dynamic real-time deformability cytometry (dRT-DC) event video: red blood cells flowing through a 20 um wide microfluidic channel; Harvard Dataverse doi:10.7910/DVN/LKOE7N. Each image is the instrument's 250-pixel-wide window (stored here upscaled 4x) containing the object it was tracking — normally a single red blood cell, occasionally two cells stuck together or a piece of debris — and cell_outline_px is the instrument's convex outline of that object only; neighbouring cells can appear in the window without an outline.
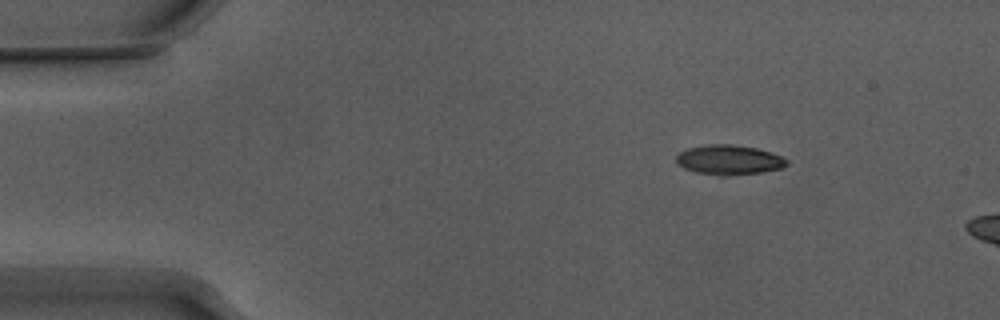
{"species": "Egyptian fruit bat (a non-hibernating species)", "species_latin": "Rousettus aegyptiacus", "temperature_condition": "warm", "stored_images_in_passage": 9, "camera_frame_rate_fps": 3000, "um_per_image_px": 0.085, "animal": {"sex": "male"}, "frame": {"image": 1, "passage_image": 1, "time_ms": 0.0, "image_size_px": [1000, 320], "cell_outline_px": [[788, 164], [784, 168], [760, 172], [728, 176], [720, 176], [696, 172], [684, 168], [676, 160], [676, 156], [680, 152], [688, 148], [708, 144], [732, 144], [756, 148], [772, 152], [788, 160]], "centroid_in_image_um": [61.99, 13.59], "position_along_channel_um": 23.0, "area_um2": 19.19}}